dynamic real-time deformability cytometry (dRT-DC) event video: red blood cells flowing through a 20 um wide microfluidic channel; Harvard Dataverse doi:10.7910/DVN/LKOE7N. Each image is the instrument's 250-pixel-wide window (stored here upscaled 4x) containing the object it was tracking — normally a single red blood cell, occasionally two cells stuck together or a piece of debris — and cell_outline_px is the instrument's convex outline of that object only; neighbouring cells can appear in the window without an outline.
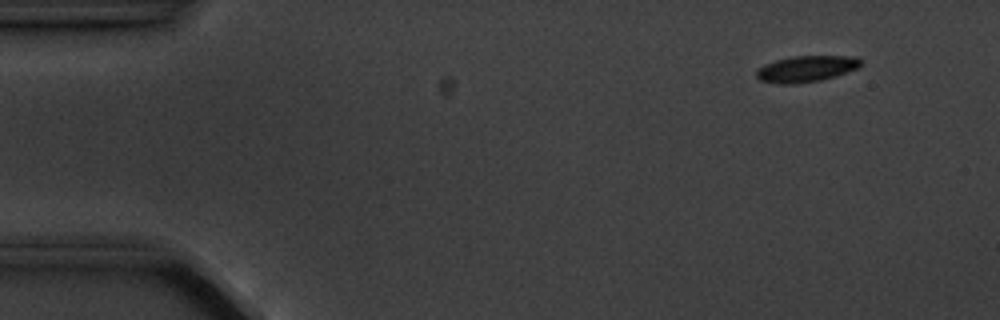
{"species": "common noctule bat (a hibernating species)", "species_latin": "Nyctalus noctula", "temperature_condition": "cold", "stored_images_in_passage": 4, "camera_frame_rate_fps": 3000, "um_per_image_px": 0.085, "animal": {"sex": "male", "body_mass_g": 20.1, "forearm_length_mm": 53.5}, "frame": {"image": 1, "passage_image": 1, "time_ms": 0.0, "image_size_px": [1000, 320], "cell_outline_px": [[860, 68], [836, 76], [820, 80], [796, 84], [780, 84], [760, 80], [756, 76], [756, 68], [764, 64], [776, 60], [792, 56], [856, 56], [860, 60]], "centroid_in_image_um": [68.52, 5.85], "position_along_channel_um": 16.5, "area_um2": 16.07}}